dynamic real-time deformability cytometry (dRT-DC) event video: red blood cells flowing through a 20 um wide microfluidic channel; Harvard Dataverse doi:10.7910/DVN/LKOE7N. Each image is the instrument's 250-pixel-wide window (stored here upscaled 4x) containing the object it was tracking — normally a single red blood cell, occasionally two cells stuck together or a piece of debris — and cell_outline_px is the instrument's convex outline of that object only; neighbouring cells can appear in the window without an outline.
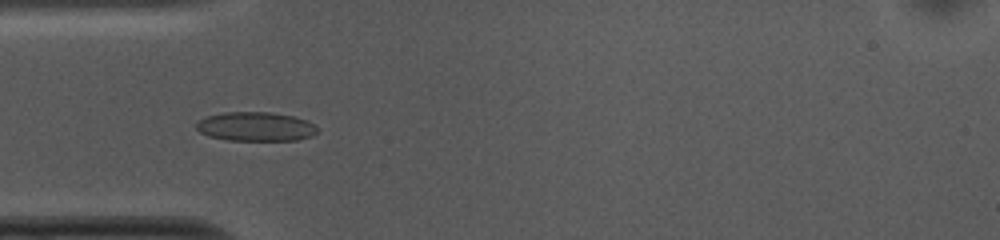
{"species": "common noctule bat (a hibernating species)", "species_latin": "Nyctalus noctula", "temperature_condition": "cold", "stored_images_in_passage": 53, "camera_frame_rate_fps": 3000, "um_per_image_px": 0.085, "animal": {"sex": "female", "body_mass_g": 10.0, "forearm_length_mm": 53.1}, "frame": {"image": 1, "passage_image": 15, "time_ms": 4.667, "image_size_px": [1000, 240], "cell_outline_px": [[316, 132], [312, 136], [296, 140], [228, 140], [208, 136], [200, 132], [196, 128], [196, 124], [200, 120], [208, 116], [224, 112], [268, 112], [292, 116], [308, 120], [316, 128]], "centroid_in_image_um": [21.72, 10.76], "position_along_channel_um": 63.3, "area_um2": 20.35}}
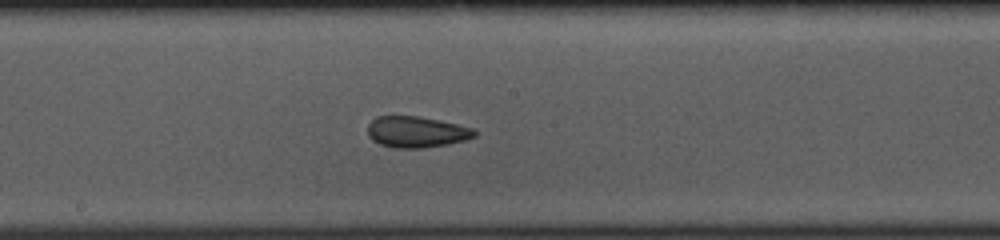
{"frame": {"image": 2, "passage_image": 27, "time_ms": 8.667, "image_size_px": [1000, 240], "cell_outline_px": [[476, 136], [464, 140], [448, 144], [424, 148], [396, 148], [380, 144], [372, 140], [368, 136], [368, 124], [376, 116], [420, 116], [440, 120], [476, 128]], "centroid_in_image_um": [35.41, 11.21], "position_along_channel_um": 212.8, "area_um2": 19.59}}
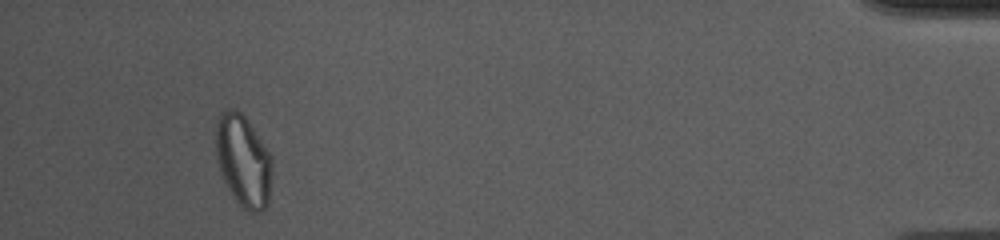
{"frame": {"image": 3, "passage_image": 49, "time_ms": 16.0, "image_size_px": [1000, 240], "cell_outline_px": [[272, 172], [268, 204], [260, 212], [244, 212], [240, 208], [228, 188], [220, 172], [216, 160], [216, 120], [220, 112], [228, 108], [236, 108], [248, 120], [272, 156]], "centroid_in_image_um": [20.67, 13.67], "position_along_channel_um": 414.5, "area_um2": 30.63}, "authors_computed_cell_mechanics": {"area_um2": 21.0392, "velocity_mm_per_s": 3.7298, "shape_relaxation_time_tau1_ms": null, "shape_relaxation_time_tau2_ms": 3.1078, "deformation_change_tau1": null, "deformation_change_tau2": 0.0798}}